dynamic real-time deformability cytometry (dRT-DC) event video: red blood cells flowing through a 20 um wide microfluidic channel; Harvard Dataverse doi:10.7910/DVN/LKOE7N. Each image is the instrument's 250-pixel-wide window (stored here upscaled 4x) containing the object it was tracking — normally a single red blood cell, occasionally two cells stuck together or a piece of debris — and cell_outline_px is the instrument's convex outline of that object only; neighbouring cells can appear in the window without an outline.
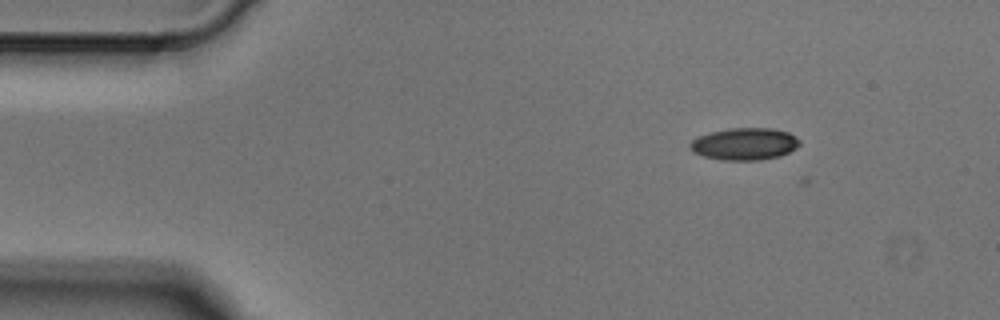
{"species": "Egyptian fruit bat (a non-hibernating species)", "species_latin": "Rousettus aegyptiacus", "temperature_condition": "cold", "stored_images_in_passage": 4, "camera_frame_rate_fps": 3000, "um_per_image_px": 0.085, "animal": {"sex": "male"}, "frame": {"image": 1, "passage_image": 2, "time_ms": 0.333, "image_size_px": [1000, 320], "cell_outline_px": [[800, 144], [796, 148], [780, 156], [760, 160], [720, 160], [704, 156], [692, 152], [688, 148], [688, 144], [692, 140], [708, 132], [732, 128], [772, 128], [788, 132], [796, 136], [800, 140]], "centroid_in_image_um": [63.27, 12.23], "position_along_channel_um": 21.7, "area_um2": 20.69}}
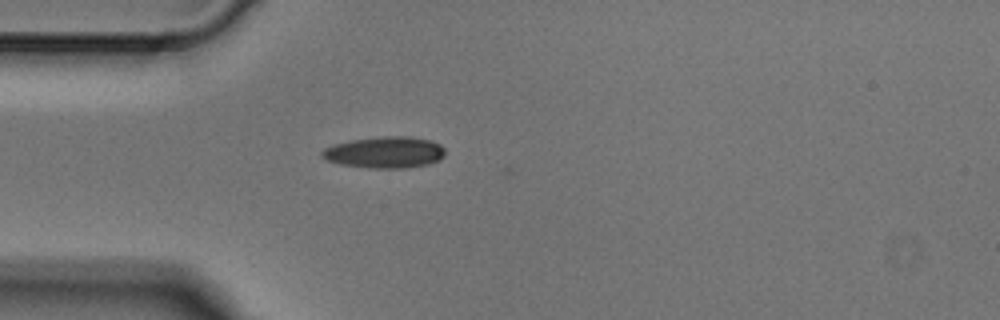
{"frame": {"image": 2, "passage_image": 4, "time_ms": 1.0, "image_size_px": [1000, 320], "cell_outline_px": [[444, 156], [440, 160], [428, 164], [408, 168], [372, 168], [340, 164], [328, 160], [320, 156], [320, 152], [324, 148], [332, 144], [352, 140], [380, 136], [412, 136], [432, 140], [440, 144], [444, 148]], "centroid_in_image_um": [32.72, 12.94], "position_along_channel_um": 52.3, "area_um2": 22.83}}